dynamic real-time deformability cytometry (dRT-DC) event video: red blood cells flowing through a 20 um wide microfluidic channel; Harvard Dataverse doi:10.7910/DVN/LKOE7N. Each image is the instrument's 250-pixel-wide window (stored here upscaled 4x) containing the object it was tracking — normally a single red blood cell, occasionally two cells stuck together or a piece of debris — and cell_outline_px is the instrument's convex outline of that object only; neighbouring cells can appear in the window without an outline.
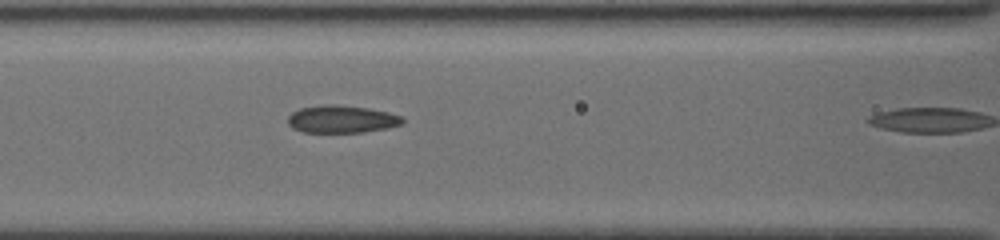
{"species": "common noctule bat (a hibernating species)", "species_latin": "Nyctalus noctula", "temperature_condition": "cold", "stored_images_in_passage": 9, "camera_frame_rate_fps": 3000, "um_per_image_px": 0.085, "animal": {"sex": "female", "body_mass_g": 19.5, "forearm_length_mm": 54.1}, "frame": {"image": 1, "passage_image": 8, "time_ms": 4.667, "image_size_px": [1000, 240], "cell_outline_px": [[404, 120], [400, 124], [388, 128], [364, 132], [304, 132], [292, 128], [288, 124], [288, 116], [292, 112], [300, 108], [320, 104], [336, 104], [368, 108], [388, 112], [404, 116]], "centroid_in_image_um": [29.03, 10.12], "position_along_channel_um": 137.6, "area_um2": 18.55}}